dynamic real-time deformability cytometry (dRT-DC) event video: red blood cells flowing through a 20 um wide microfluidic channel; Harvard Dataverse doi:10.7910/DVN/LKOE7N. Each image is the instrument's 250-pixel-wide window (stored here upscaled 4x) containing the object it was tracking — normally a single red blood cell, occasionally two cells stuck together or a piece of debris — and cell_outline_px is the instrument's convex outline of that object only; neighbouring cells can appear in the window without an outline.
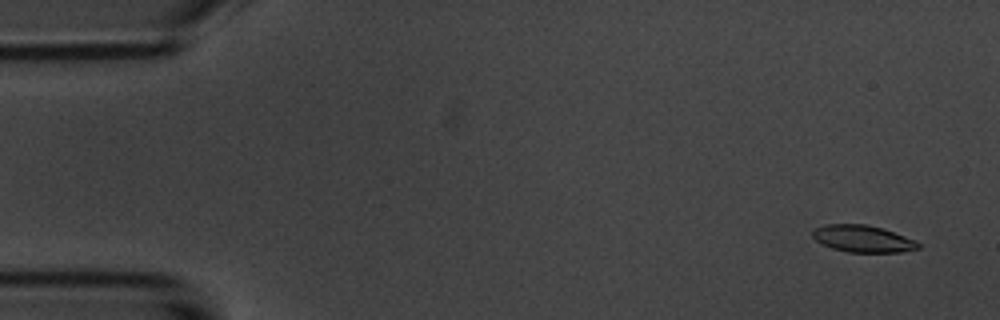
{"species": "common noctule bat (a hibernating species)", "species_latin": "Nyctalus noctula", "temperature_condition": "room temperature", "stored_images_in_passage": 10, "camera_frame_rate_fps": 3000, "um_per_image_px": 0.085, "animal": {"sex": "male", "body_mass_g": 20.1, "forearm_length_mm": 53.5}, "frame": {"image": 1, "passage_image": 1, "time_ms": 0.0, "image_size_px": [1000, 320], "cell_outline_px": [[920, 248], [900, 252], [848, 252], [832, 248], [816, 240], [812, 236], [812, 228], [824, 224], [864, 224], [884, 228], [904, 236], [920, 244]], "centroid_in_image_um": [73.3, 20.28], "position_along_channel_um": 11.7, "area_um2": 16.53}}
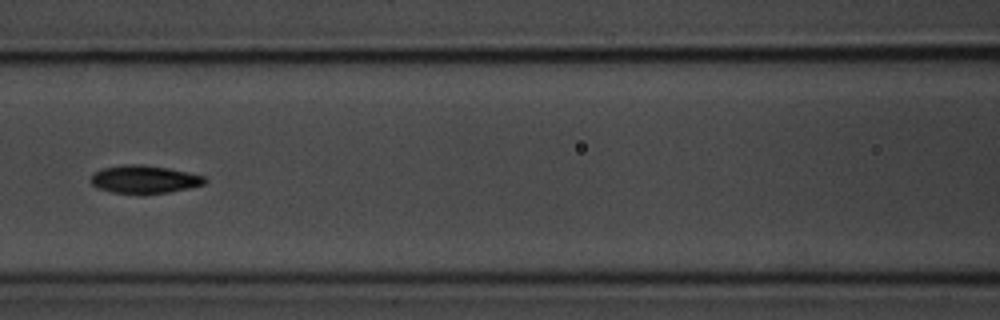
{"frame": {"image": 2, "passage_image": 7, "time_ms": 7.0, "image_size_px": [1000, 320], "cell_outline_px": [[208, 180], [204, 184], [188, 188], [168, 192], [144, 196], [112, 192], [96, 188], [92, 184], [92, 176], [96, 172], [104, 168], [128, 164], [144, 164], [168, 168], [188, 172], [204, 176]], "centroid_in_image_um": [12.29, 15.27], "position_along_channel_um": 154.3, "area_um2": 18.84}}
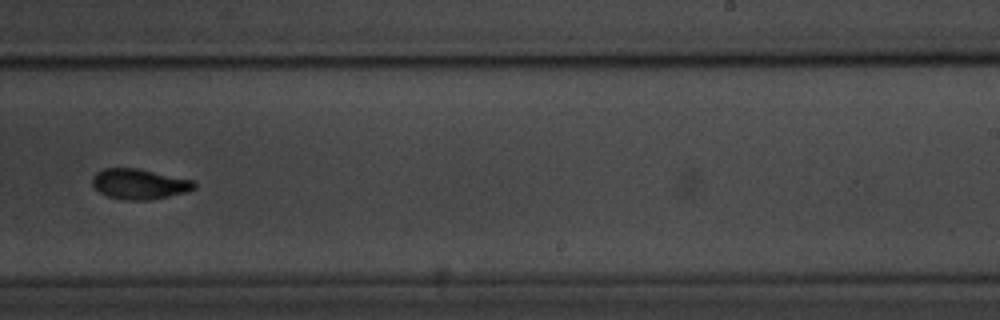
{"frame": {"image": 3, "passage_image": 10, "time_ms": 10.333, "image_size_px": [1000, 320], "cell_outline_px": [[196, 188], [188, 192], [152, 200], [124, 200], [108, 196], [100, 192], [92, 184], [92, 176], [96, 172], [104, 168], [136, 168], [196, 180]], "centroid_in_image_um": [11.89, 15.64], "position_along_channel_um": 277.1, "area_um2": 18.26}}